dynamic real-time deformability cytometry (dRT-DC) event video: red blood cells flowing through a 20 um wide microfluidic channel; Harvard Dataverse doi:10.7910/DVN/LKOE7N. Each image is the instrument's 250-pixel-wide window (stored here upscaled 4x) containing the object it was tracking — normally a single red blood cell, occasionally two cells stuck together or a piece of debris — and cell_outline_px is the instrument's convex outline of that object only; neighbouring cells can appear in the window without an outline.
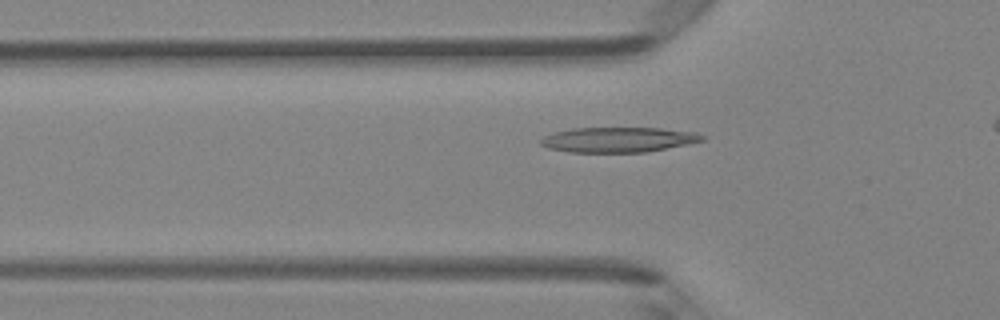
{"species": "Egyptian fruit bat (a non-hibernating species)", "species_latin": "Rousettus aegyptiacus", "temperature_condition": "room temperature", "stored_images_in_passage": 35, "camera_frame_rate_fps": 3000, "um_per_image_px": 0.085, "animal": {"sex": "female"}, "frame": {"image": 1, "passage_image": 9, "time_ms": 2.667, "image_size_px": [1000, 320], "cell_outline_px": [[708, 136], [704, 140], [688, 144], [648, 152], [568, 152], [548, 148], [540, 144], [540, 140], [544, 136], [556, 132], [572, 128], [660, 128], [696, 132]], "centroid_in_image_um": [52.6, 11.87], "position_along_channel_um": 73.2, "area_um2": 23.7}}
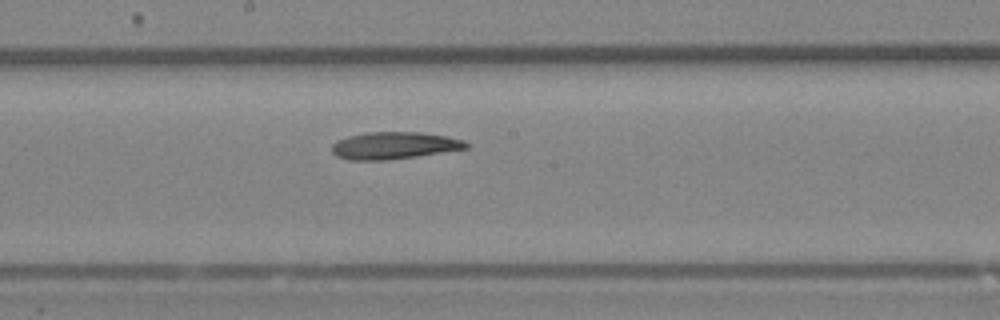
{"frame": {"image": 2, "passage_image": 19, "time_ms": 6.0, "image_size_px": [1000, 320], "cell_outline_px": [[468, 148], [416, 156], [388, 160], [348, 160], [336, 156], [332, 152], [332, 144], [336, 140], [348, 136], [364, 132], [420, 132], [448, 136], [464, 140], [468, 144]], "centroid_in_image_um": [33.47, 12.36], "position_along_channel_um": 214.7, "area_um2": 21.33}}
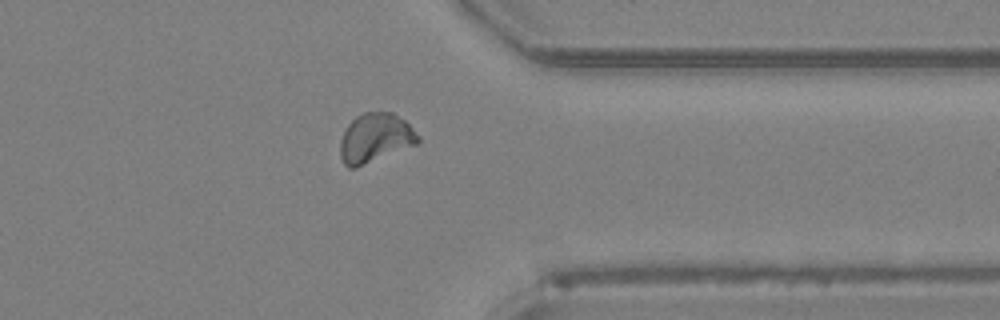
{"frame": {"image": 3, "passage_image": 31, "time_ms": 10.0, "image_size_px": [1000, 320], "cell_outline_px": [[420, 140], [416, 144], [356, 168], [348, 168], [344, 164], [340, 156], [340, 140], [348, 124], [356, 116], [364, 112], [392, 112], [404, 120], [420, 136]], "centroid_in_image_um": [31.87, 11.73], "position_along_channel_um": 379.5, "area_um2": 22.2}, "authors_computed_cell_mechanics": {"area_um2": 21.7906, "velocity_mm_per_s": 4.2664, "shape_relaxation_time_tau1_ms": 7.2744, "shape_relaxation_time_tau2_ms": null, "deformation_change_tau1": 0.1733, "deformation_change_tau2": null}}